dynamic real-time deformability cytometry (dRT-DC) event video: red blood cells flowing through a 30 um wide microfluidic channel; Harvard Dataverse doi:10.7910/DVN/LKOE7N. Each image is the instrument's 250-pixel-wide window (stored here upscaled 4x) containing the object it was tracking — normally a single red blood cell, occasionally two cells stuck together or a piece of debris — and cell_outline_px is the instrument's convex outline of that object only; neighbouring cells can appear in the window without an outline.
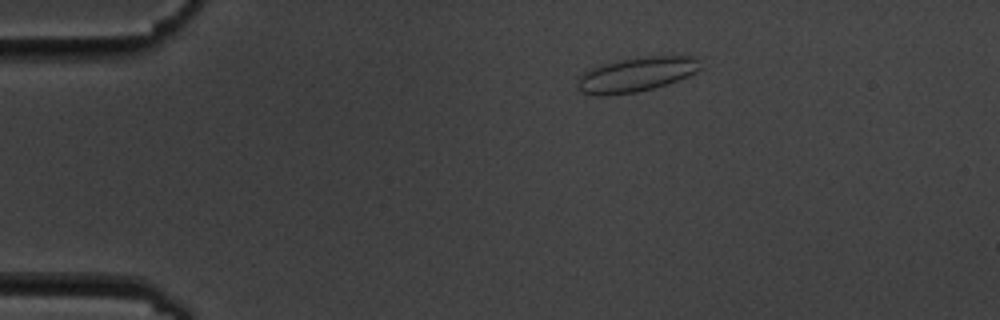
{"species": "common noctule bat (a hibernating species)", "species_latin": "Nyctalus noctula", "temperature_condition": "cold", "stored_images_in_passage": 6, "camera_frame_rate_fps": 3000, "um_per_image_px": 0.085, "animal": {"sex": "male", "body_mass_g": 19.5, "forearm_length_mm": 54.6}, "frame": {"image": 1, "passage_image": 3, "time_ms": 2.333, "image_size_px": [1000, 320], "cell_outline_px": [[704, 68], [688, 76], [668, 84], [636, 92], [600, 96], [596, 96], [580, 92], [576, 88], [576, 76], [592, 68], [604, 64], [624, 60], [648, 56], [692, 56], [700, 60]], "centroid_in_image_um": [54.08, 6.35], "position_along_channel_um": 30.9, "area_um2": 24.85}}